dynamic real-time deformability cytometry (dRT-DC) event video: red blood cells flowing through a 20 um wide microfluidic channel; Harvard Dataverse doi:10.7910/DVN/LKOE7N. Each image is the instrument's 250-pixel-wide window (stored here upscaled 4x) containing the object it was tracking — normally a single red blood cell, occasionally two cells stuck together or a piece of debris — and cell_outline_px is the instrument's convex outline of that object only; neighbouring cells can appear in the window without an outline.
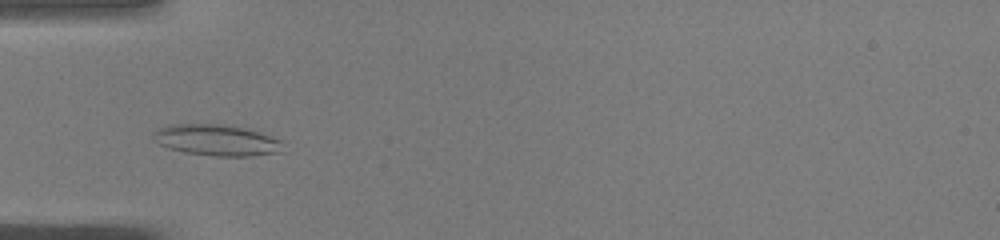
{"species": "common noctule bat (a hibernating species)", "species_latin": "Nyctalus noctula", "temperature_condition": "warm", "stored_images_in_passage": 44, "camera_frame_rate_fps": 3000, "um_per_image_px": 0.085, "animal": {"sex": "male", "body_mass_g": 19.0, "forearm_length_mm": 50.8}, "frame": {"image": 1, "passage_image": 10, "time_ms": 3.0, "image_size_px": [1000, 240], "cell_outline_px": [[284, 152], [252, 156], [216, 156], [184, 152], [168, 148], [152, 140], [152, 132], [156, 128], [172, 124], [224, 124], [244, 128], [284, 140]], "centroid_in_image_um": [18.43, 11.91], "position_along_channel_um": 66.6, "area_um2": 23.93}}
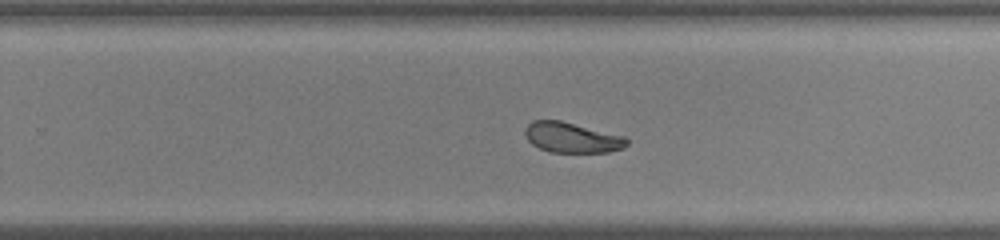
{"frame": {"image": 2, "passage_image": 26, "time_ms": 8.333, "image_size_px": [1000, 240], "cell_outline_px": [[628, 144], [624, 148], [608, 152], [548, 152], [532, 144], [524, 136], [524, 128], [532, 120], [560, 120], [624, 136], [628, 140]], "centroid_in_image_um": [48.58, 11.69], "position_along_channel_um": 281.2, "area_um2": 18.03}}
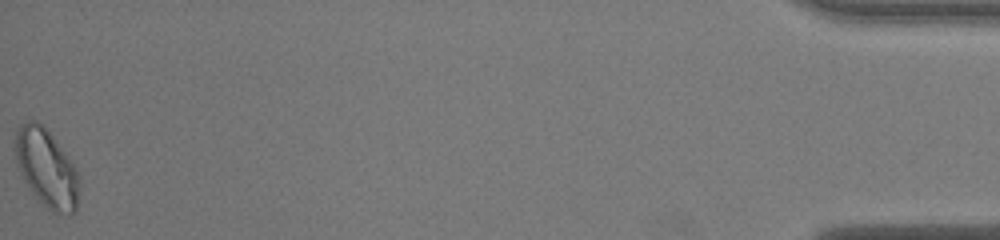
{"frame": {"image": 3, "passage_image": 44, "time_ms": 14.333, "image_size_px": [1000, 240], "cell_outline_px": [[80, 184], [76, 208], [72, 216], [56, 216], [32, 192], [24, 180], [16, 164], [16, 128], [28, 120], [36, 120], [52, 136], [68, 156], [76, 168], [80, 176]], "centroid_in_image_um": [4.0, 14.35], "position_along_channel_um": 431.2, "area_um2": 29.13}, "authors_computed_cell_mechanics": {"area_um2": 20.6057, "velocity_mm_per_s": 4.0527, "shape_relaxation_time_tau1_ms": 5.3572, "shape_relaxation_time_tau2_ms": 5.7007, "deformation_change_tau1": 0.1542, "deformation_change_tau2": 0.0709}}